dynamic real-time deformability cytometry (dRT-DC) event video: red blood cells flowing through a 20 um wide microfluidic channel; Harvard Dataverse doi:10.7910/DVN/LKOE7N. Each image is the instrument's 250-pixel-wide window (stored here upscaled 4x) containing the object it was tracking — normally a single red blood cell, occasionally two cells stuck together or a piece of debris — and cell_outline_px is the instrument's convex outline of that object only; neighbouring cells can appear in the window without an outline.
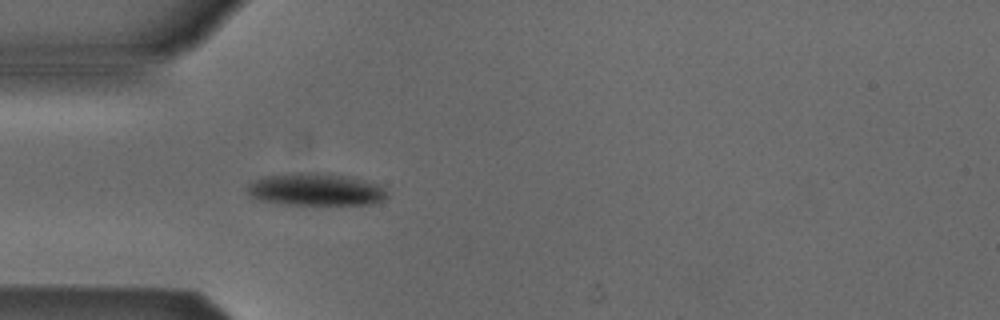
{"species": "Egyptian fruit bat (a non-hibernating species)", "species_latin": "Rousettus aegyptiacus", "temperature_condition": "cold", "stored_images_in_passage": 4, "camera_frame_rate_fps": 3000, "um_per_image_px": 0.085, "animal": {"sex": "male"}, "frame": {"image": 1, "passage_image": 4, "time_ms": 3.667, "image_size_px": [1000, 320], "cell_outline_px": [[388, 196], [384, 200], [372, 204], [280, 204], [256, 200], [248, 196], [248, 184], [264, 176], [296, 172], [328, 172], [352, 176], [380, 184], [388, 192]], "centroid_in_image_um": [26.86, 16.09], "position_along_channel_um": 58.1, "area_um2": 27.05}}